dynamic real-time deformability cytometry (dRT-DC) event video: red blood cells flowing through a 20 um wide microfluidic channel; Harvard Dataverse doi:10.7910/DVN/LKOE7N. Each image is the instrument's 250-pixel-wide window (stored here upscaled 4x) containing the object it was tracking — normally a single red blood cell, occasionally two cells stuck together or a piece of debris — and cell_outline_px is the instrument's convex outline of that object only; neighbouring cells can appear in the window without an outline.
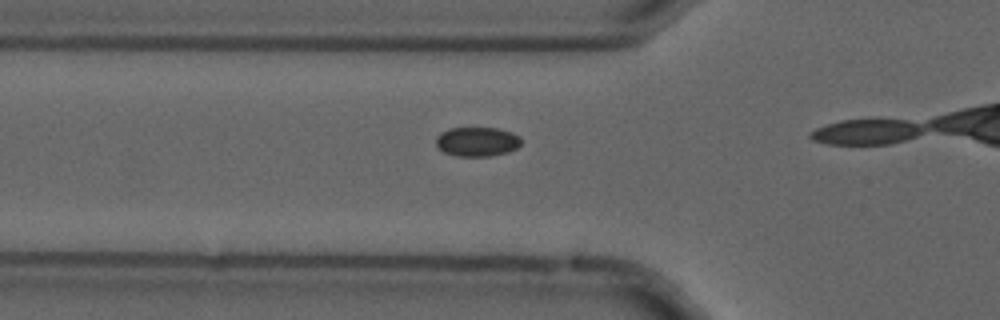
{"species": "common noctule bat (a hibernating species)", "species_latin": "Nyctalus noctula", "temperature_condition": "cold", "stored_images_in_passage": 7, "camera_frame_rate_fps": 3000, "um_per_image_px": 0.085, "animal": {"sex": "male", "forearm_length_mm": 52.5}, "frame": {"image": 1, "passage_image": 6, "time_ms": 1.667, "image_size_px": [1000, 320], "cell_outline_px": [[520, 144], [516, 148], [508, 152], [488, 156], [456, 156], [444, 152], [436, 144], [436, 136], [440, 132], [448, 128], [496, 128], [512, 132], [520, 136]], "centroid_in_image_um": [40.54, 12.03], "position_along_channel_um": 85.3, "area_um2": 14.57}}